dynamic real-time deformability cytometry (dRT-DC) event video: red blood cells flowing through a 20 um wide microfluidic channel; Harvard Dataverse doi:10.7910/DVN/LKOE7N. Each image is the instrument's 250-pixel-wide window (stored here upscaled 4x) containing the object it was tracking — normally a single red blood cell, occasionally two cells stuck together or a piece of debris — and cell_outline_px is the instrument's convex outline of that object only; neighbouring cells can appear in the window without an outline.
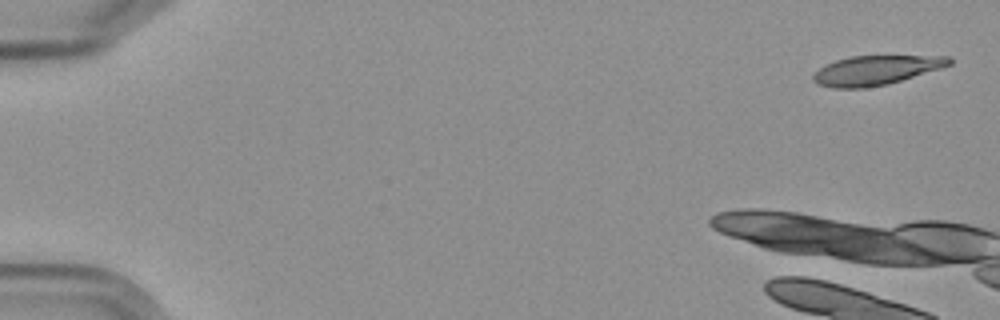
{"species": "Egyptian fruit bat (a non-hibernating species)", "species_latin": "Rousettus aegyptiacus", "temperature_condition": "cold", "stored_images_in_passage": 6, "camera_frame_rate_fps": 3000, "um_per_image_px": 0.085, "frame": {"image": 1, "passage_image": 1, "time_ms": 0.0, "image_size_px": [1000, 320], "cell_outline_px": [[952, 64], [940, 68], [888, 84], [864, 88], [832, 88], [816, 84], [812, 80], [812, 76], [824, 64], [848, 56], [952, 56]], "centroid_in_image_um": [74.41, 5.97], "position_along_channel_um": 10.6, "area_um2": 23.29}}